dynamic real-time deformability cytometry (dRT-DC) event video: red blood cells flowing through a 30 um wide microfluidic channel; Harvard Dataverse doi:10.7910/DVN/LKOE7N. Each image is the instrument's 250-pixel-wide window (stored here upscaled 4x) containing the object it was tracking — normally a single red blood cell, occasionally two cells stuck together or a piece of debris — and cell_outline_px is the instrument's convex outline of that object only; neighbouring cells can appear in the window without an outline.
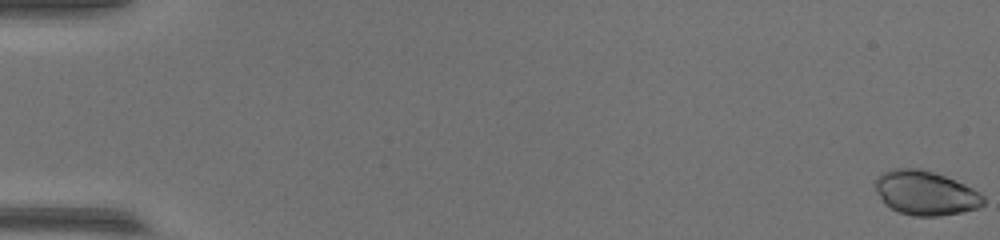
{"species": "common noctule bat (a hibernating species)", "species_latin": "Nyctalus noctula", "temperature_condition": "warm", "stored_images_in_passage": 55, "camera_frame_rate_fps": 3000, "um_per_image_px": 0.085, "animal": {"sex": "female", "body_mass_g": 17.0, "forearm_length_mm": 48.0}, "frame": {"image": 1, "passage_image": 1, "time_ms": 0.0, "image_size_px": [1000, 240], "cell_outline_px": [[984, 204], [980, 208], [940, 216], [912, 216], [900, 212], [884, 204], [872, 184], [876, 176], [892, 168], [920, 168], [944, 176], [964, 184], [980, 192], [984, 196]], "centroid_in_image_um": [78.64, 16.4], "position_along_channel_um": 6.4, "area_um2": 28.09}}
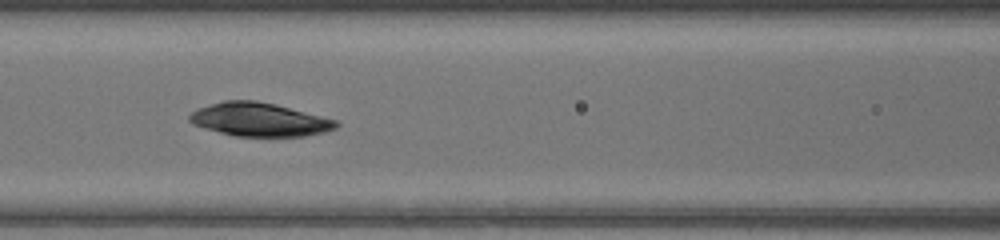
{"frame": {"image": 2, "passage_image": 26, "time_ms": 8.333, "image_size_px": [1000, 240], "cell_outline_px": [[340, 124], [336, 128], [324, 132], [304, 136], [236, 136], [204, 128], [192, 124], [188, 120], [188, 116], [192, 112], [200, 108], [224, 100], [256, 100], [336, 120]], "centroid_in_image_um": [22.02, 10.17], "position_along_channel_um": 144.6, "area_um2": 28.15}}
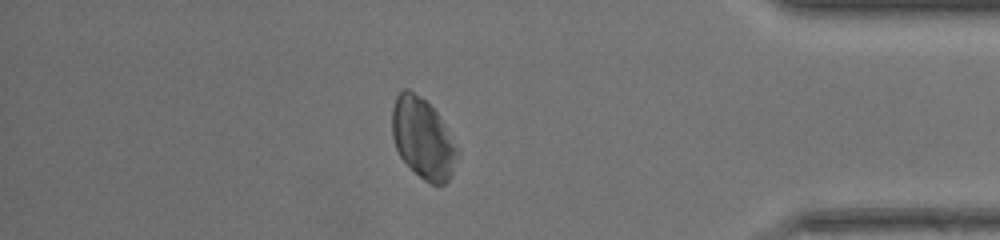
{"frame": {"image": 3, "passage_image": 48, "time_ms": 15.667, "image_size_px": [1000, 240], "cell_outline_px": [[456, 156], [452, 172], [448, 180], [444, 184], [432, 184], [424, 180], [400, 156], [396, 148], [392, 136], [392, 108], [396, 96], [404, 88], [408, 88], [424, 100], [436, 112], [456, 148]], "centroid_in_image_um": [35.89, 11.75], "position_along_channel_um": 399.3, "area_um2": 29.54}}